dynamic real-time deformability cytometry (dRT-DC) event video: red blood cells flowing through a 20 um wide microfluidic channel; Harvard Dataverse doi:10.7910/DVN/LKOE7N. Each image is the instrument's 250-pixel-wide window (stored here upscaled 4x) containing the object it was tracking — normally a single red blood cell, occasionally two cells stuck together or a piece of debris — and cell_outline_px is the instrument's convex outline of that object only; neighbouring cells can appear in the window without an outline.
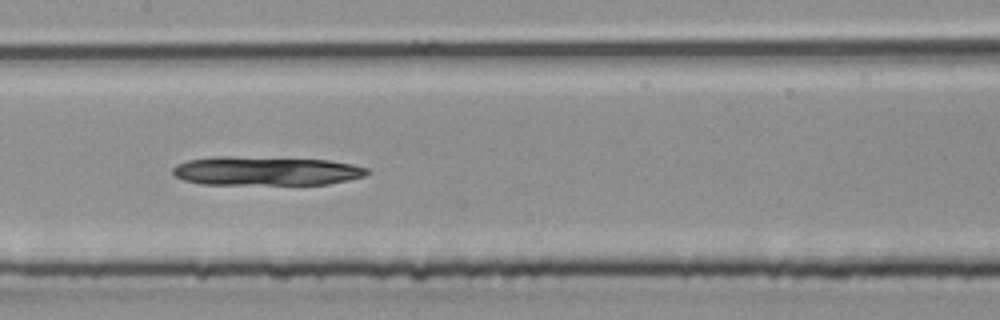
{"species": "common noctule bat (a hibernating species)", "species_latin": "Nyctalus noctula", "temperature_condition": "room temperature", "stored_images_in_passage": 6, "camera_frame_rate_fps": 3000, "um_per_image_px": 0.085, "animal": {"sex": "male", "body_mass_g": 20.4}, "frame": {"image": 1, "passage_image": 6, "time_ms": 1.667, "image_size_px": [1000, 320], "cell_outline_px": [[368, 172], [364, 176], [348, 180], [328, 184], [200, 184], [184, 180], [172, 176], [172, 168], [176, 164], [188, 160], [216, 156], [228, 156], [328, 160], [352, 164], [368, 168]], "centroid_in_image_um": [22.55, 14.53], "position_along_channel_um": 184.8, "area_um2": 32.77}}